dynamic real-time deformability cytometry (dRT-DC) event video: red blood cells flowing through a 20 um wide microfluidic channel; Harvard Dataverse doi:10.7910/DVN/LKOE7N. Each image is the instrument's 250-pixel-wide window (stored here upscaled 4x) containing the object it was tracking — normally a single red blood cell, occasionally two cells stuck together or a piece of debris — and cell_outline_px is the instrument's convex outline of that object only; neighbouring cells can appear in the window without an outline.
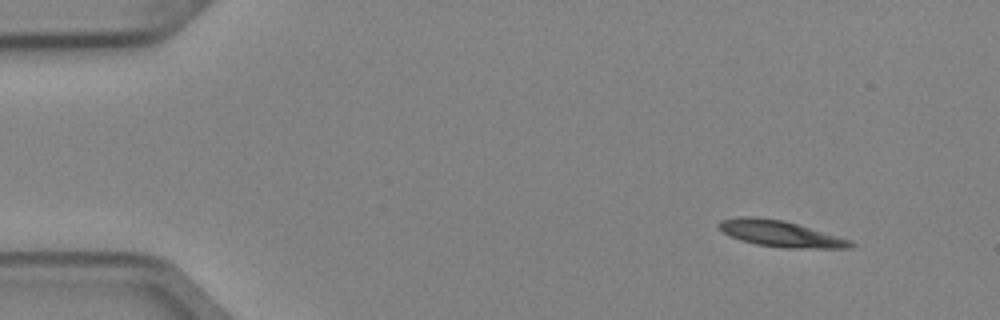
{"species": "Egyptian fruit bat (a non-hibernating species)", "species_latin": "Rousettus aegyptiacus", "temperature_condition": "cold", "stored_images_in_passage": 7, "camera_frame_rate_fps": 3000, "um_per_image_px": 0.085, "animal": {"sex": "female"}, "frame": {"image": 1, "passage_image": 1, "time_ms": 0.0, "image_size_px": [1000, 320], "cell_outline_px": [[856, 244], [852, 248], [788, 248], [756, 244], [740, 240], [724, 232], [716, 224], [720, 220], [736, 216], [756, 216], [784, 220], [852, 240]], "centroid_in_image_um": [66.34, 19.85], "position_along_channel_um": 18.7, "area_um2": 20.17}}
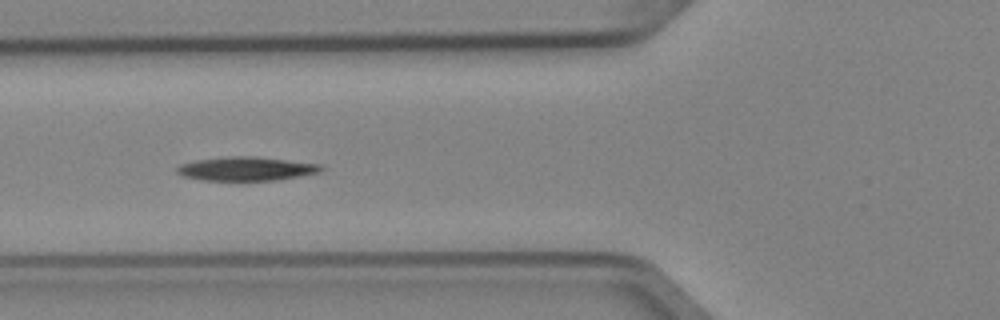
{"frame": {"image": 2, "passage_image": 5, "time_ms": 1.333, "image_size_px": [1000, 320], "cell_outline_px": [[324, 168], [320, 172], [300, 176], [276, 180], [204, 180], [184, 176], [176, 172], [176, 168], [180, 164], [196, 160], [228, 156], [252, 156], [324, 164]], "centroid_in_image_um": [20.97, 14.34], "position_along_channel_um": 104.8, "area_um2": 20.0}}
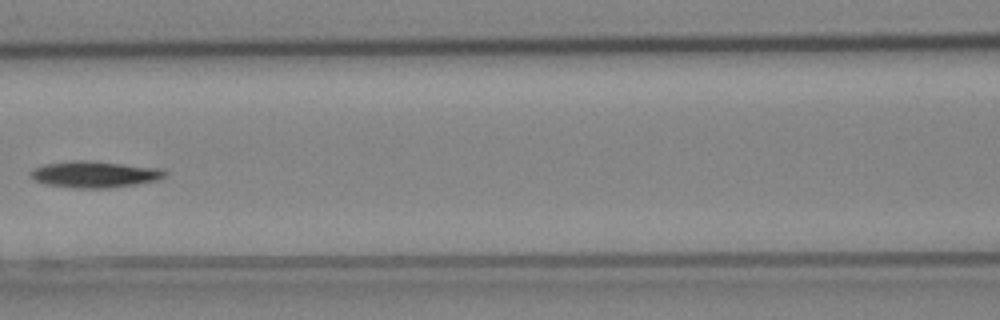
{"frame": {"image": 3, "passage_image": 6, "time_ms": 1.667, "image_size_px": [1000, 320], "cell_outline_px": [[168, 176], [156, 180], [136, 184], [108, 188], [76, 188], [48, 184], [36, 180], [32, 176], [32, 168], [44, 164], [72, 160], [88, 160], [164, 168], [168, 172]], "centroid_in_image_um": [8.13, 14.8], "position_along_channel_um": 158.5, "area_um2": 20.75}}